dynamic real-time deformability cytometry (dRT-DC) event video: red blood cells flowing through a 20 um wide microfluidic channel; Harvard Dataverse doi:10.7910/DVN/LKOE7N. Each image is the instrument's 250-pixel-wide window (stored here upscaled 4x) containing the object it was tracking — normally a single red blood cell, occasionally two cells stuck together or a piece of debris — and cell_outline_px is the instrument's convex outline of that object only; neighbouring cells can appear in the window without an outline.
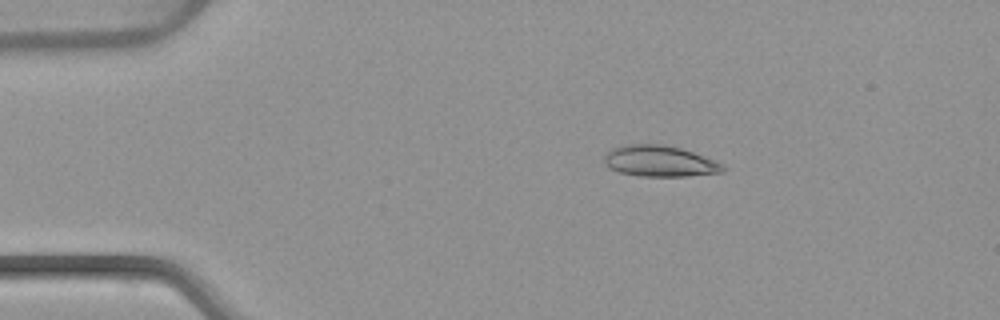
{"species": "common noctule bat (a hibernating species)", "species_latin": "Nyctalus noctula", "temperature_condition": "warm", "stored_images_in_passage": 5, "camera_frame_rate_fps": 3000, "um_per_image_px": 0.085, "animal": {"sex": "female", "body_mass_g": 22.7, "forearm_length_mm": 54.2}, "frame": {"image": 1, "passage_image": 2, "time_ms": 1.333, "image_size_px": [1000, 320], "cell_outline_px": [[724, 172], [688, 176], [640, 176], [620, 172], [608, 168], [604, 164], [604, 156], [612, 148], [628, 144], [664, 144], [680, 148], [716, 160], [724, 164]], "centroid_in_image_um": [56.07, 13.7], "position_along_channel_um": 28.9, "area_um2": 21.56}}
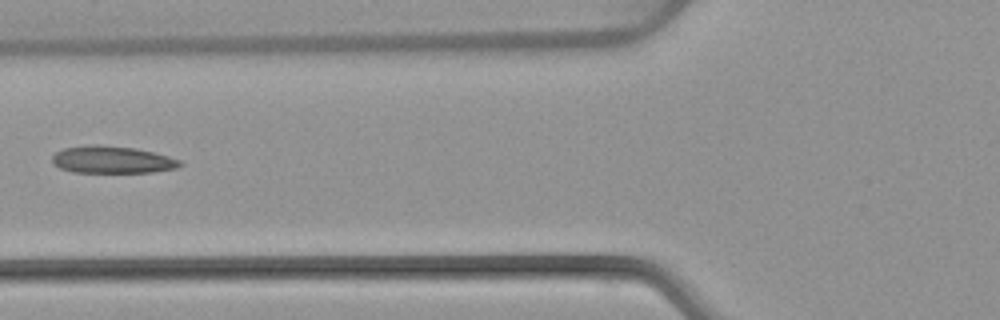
{"frame": {"image": 2, "passage_image": 5, "time_ms": 5.0, "image_size_px": [1000, 320], "cell_outline_px": [[184, 164], [176, 168], [152, 172], [72, 172], [60, 168], [52, 164], [52, 156], [56, 152], [64, 148], [92, 144], [100, 144], [136, 148], [168, 156], [180, 160]], "centroid_in_image_um": [9.51, 13.57], "position_along_channel_um": 116.3, "area_um2": 20.35}}